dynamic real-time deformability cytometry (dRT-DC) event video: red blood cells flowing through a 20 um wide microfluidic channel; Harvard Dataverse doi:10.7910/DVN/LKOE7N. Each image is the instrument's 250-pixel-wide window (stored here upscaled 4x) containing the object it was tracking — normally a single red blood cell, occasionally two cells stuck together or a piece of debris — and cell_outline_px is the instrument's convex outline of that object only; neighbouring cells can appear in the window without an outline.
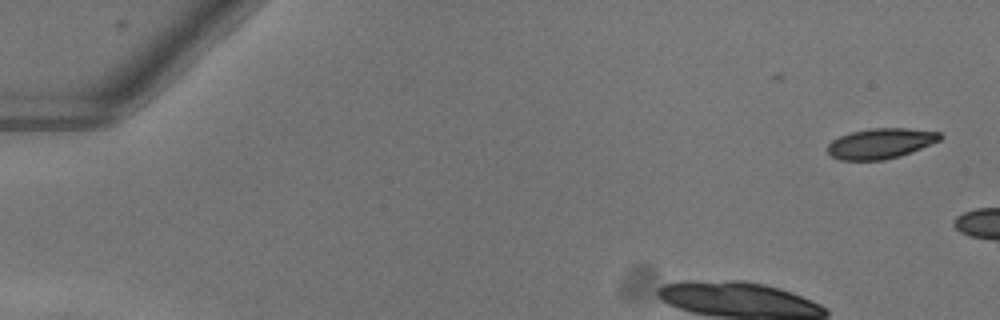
{"species": "common noctule bat (a hibernating species)", "species_latin": "Nyctalus noctula", "temperature_condition": "warm", "stored_images_in_passage": 25, "camera_frame_rate_fps": 3000, "um_per_image_px": 0.085, "animal": {"sex": "female"}, "frame": {"image": 1, "passage_image": 1, "time_ms": 0.0, "image_size_px": [1000, 320], "cell_outline_px": [[944, 136], [940, 140], [912, 152], [900, 156], [884, 160], [840, 160], [832, 156], [828, 152], [828, 144], [832, 140], [840, 136], [852, 132], [872, 128], [908, 128], [940, 132]], "centroid_in_image_um": [74.88, 12.19], "position_along_channel_um": 10.1, "area_um2": 19.88}}